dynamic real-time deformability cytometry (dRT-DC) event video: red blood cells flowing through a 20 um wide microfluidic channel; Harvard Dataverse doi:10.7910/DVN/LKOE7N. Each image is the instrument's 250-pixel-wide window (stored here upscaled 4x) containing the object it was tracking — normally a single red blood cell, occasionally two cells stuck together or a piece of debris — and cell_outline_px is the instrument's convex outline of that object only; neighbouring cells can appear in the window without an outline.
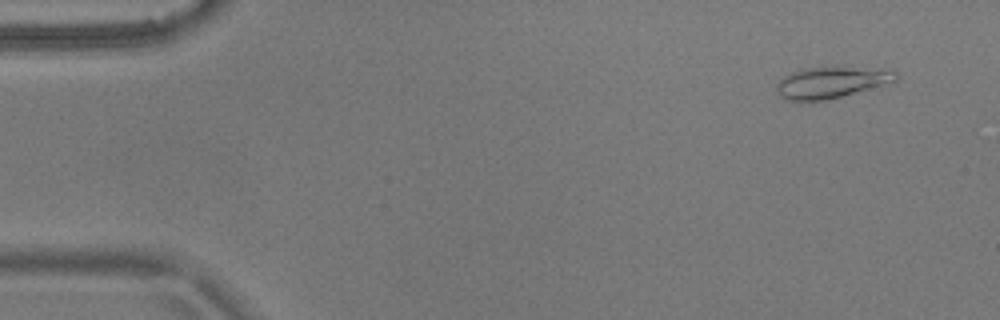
{"species": "common noctule bat (a hibernating species)", "species_latin": "Nyctalus noctula", "temperature_condition": "warm", "stored_images_in_passage": 55, "camera_frame_rate_fps": 3000, "um_per_image_px": 0.085, "animal": {"sex": "male", "body_mass_g": 17.9}, "frame": {"image": 1, "passage_image": 4, "time_ms": 1.0, "image_size_px": [1000, 320], "cell_outline_px": [[900, 76], [896, 80], [840, 96], [824, 100], [784, 100], [776, 92], [776, 84], [784, 76], [792, 72], [808, 68], [836, 64], [844, 64], [896, 72]], "centroid_in_image_um": [70.61, 6.95], "position_along_channel_um": 14.4, "area_um2": 21.91}}
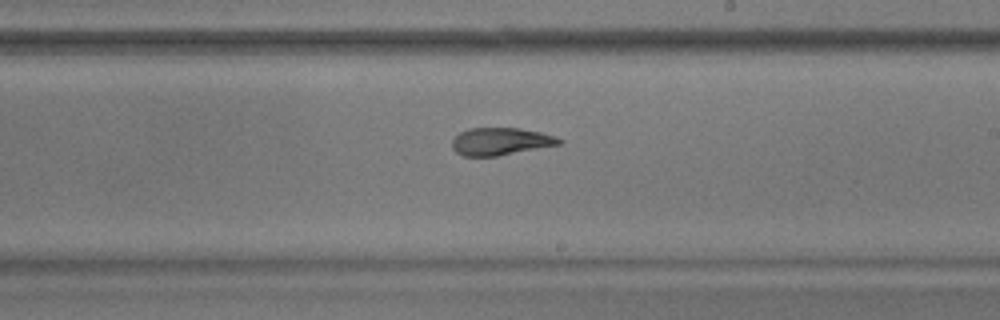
{"frame": {"image": 2, "passage_image": 32, "time_ms": 10.333, "image_size_px": [1000, 320], "cell_outline_px": [[564, 140], [560, 144], [496, 156], [464, 156], [456, 152], [452, 148], [452, 140], [460, 132], [468, 128], [520, 128], [540, 132], [556, 136]], "centroid_in_image_um": [42.54, 12.01], "position_along_channel_um": 246.5, "area_um2": 17.05}}
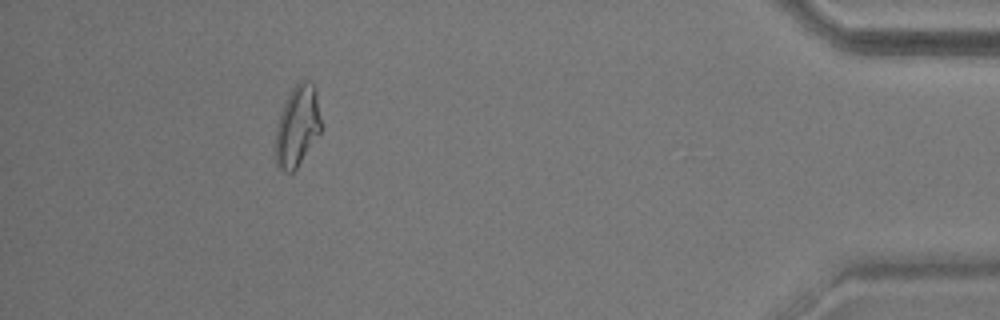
{"frame": {"image": 3, "passage_image": 50, "time_ms": 16.333, "image_size_px": [1000, 320], "cell_outline_px": [[320, 132], [296, 168], [292, 172], [284, 172], [276, 164], [276, 128], [280, 112], [292, 88], [300, 80], [308, 80], [316, 88], [320, 120]], "centroid_in_image_um": [25.26, 10.69], "position_along_channel_um": 409.9, "area_um2": 21.1}, "authors_computed_cell_mechanics": {"area_um2": 19.074, "velocity_mm_per_s": 3.6511, "shape_relaxation_time_tau1_ms": null, "shape_relaxation_time_tau2_ms": 2.6336, "deformation_change_tau1": null, "deformation_change_tau2": 0.0987}}